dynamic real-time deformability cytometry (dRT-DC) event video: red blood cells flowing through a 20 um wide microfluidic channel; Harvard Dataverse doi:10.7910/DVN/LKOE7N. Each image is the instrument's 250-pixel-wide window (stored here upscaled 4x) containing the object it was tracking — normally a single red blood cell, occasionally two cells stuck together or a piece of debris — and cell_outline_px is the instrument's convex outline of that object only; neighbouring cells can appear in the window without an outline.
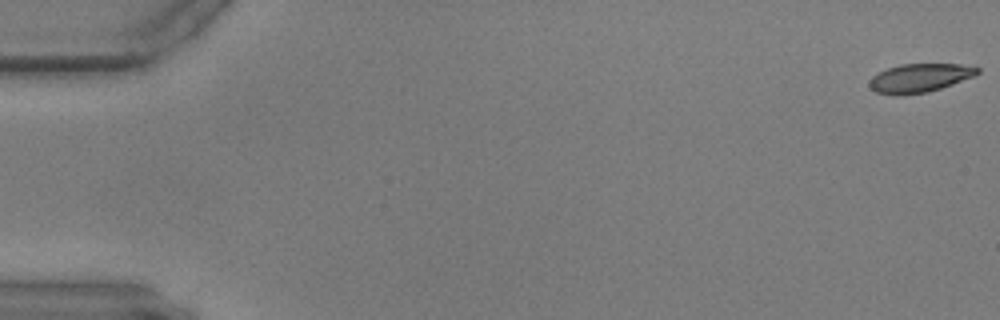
{"species": "common noctule bat (a hibernating species)", "species_latin": "Nyctalus noctula", "temperature_condition": "warm", "stored_images_in_passage": 59, "camera_frame_rate_fps": 3000, "um_per_image_px": 0.085, "animal": {"sex": "male", "body_mass_g": 17.9, "forearm_length_mm": 54.2}, "frame": {"image": 1, "passage_image": 1, "time_ms": 0.0, "image_size_px": [1000, 320], "cell_outline_px": [[980, 72], [976, 76], [928, 92], [900, 96], [892, 96], [876, 92], [868, 84], [868, 80], [872, 76], [888, 68], [900, 64], [960, 64], [980, 68]], "centroid_in_image_um": [78.16, 6.64], "position_along_channel_um": 6.8, "area_um2": 18.21}}
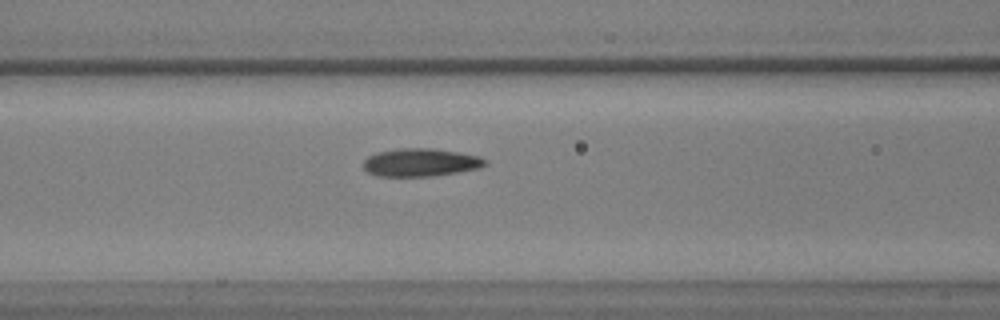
{"frame": {"image": 2, "passage_image": 25, "time_ms": 8.0, "image_size_px": [1000, 320], "cell_outline_px": [[488, 164], [480, 168], [432, 176], [376, 176], [368, 172], [364, 168], [364, 160], [368, 156], [376, 152], [396, 148], [432, 148], [460, 152], [480, 156], [488, 160]], "centroid_in_image_um": [35.77, 13.79], "position_along_channel_um": 130.8, "area_um2": 20.06}}
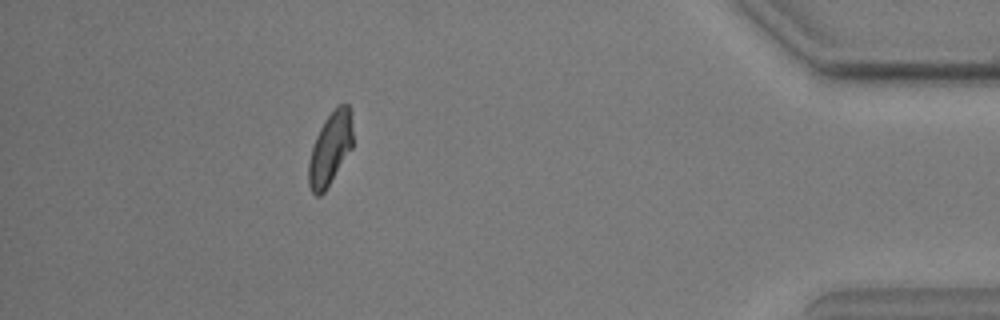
{"frame": {"image": 3, "passage_image": 53, "time_ms": 17.333, "image_size_px": [1000, 320], "cell_outline_px": [[352, 148], [324, 192], [320, 196], [316, 196], [312, 192], [308, 184], [308, 160], [316, 136], [324, 120], [340, 104], [348, 104], [352, 128]], "centroid_in_image_um": [28.04, 12.68], "position_along_channel_um": 407.2, "area_um2": 18.44}}